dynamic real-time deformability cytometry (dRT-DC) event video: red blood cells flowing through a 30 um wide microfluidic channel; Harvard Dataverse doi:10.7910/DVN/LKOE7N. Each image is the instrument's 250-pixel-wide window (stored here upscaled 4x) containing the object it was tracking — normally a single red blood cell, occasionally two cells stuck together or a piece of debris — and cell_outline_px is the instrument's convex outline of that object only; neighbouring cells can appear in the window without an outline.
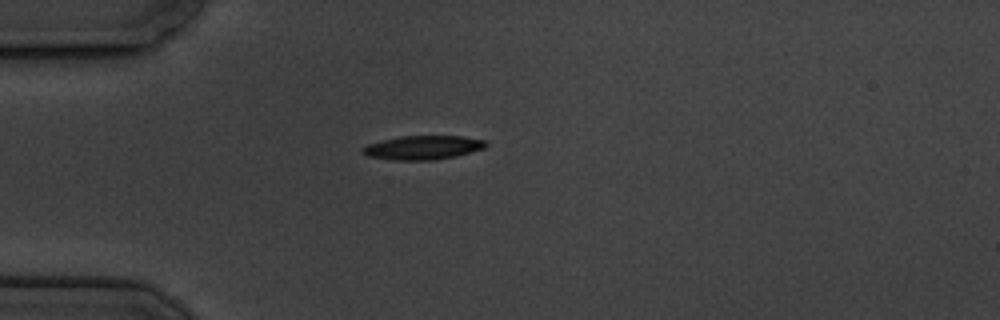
{"species": "common noctule bat (a hibernating species)", "species_latin": "Nyctalus noctula", "temperature_condition": "cold", "stored_images_in_passage": 12, "camera_frame_rate_fps": 3000, "um_per_image_px": 0.085, "animal": {"sex": "male", "body_mass_g": 19.5, "forearm_length_mm": 54.6}, "frame": {"image": 1, "passage_image": 1, "time_ms": 0.0, "image_size_px": [1000, 320], "cell_outline_px": [[488, 144], [484, 148], [456, 156], [432, 160], [392, 160], [368, 156], [360, 152], [360, 148], [368, 144], [380, 140], [400, 136], [460, 136], [484, 140]], "centroid_in_image_um": [35.89, 12.54], "position_along_channel_um": 49.1, "area_um2": 17.22}}
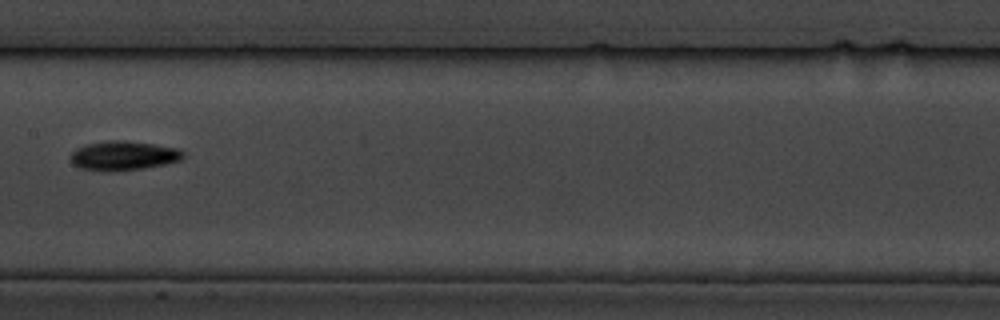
{"frame": {"image": 2, "passage_image": 5, "time_ms": 4.667, "image_size_px": [1000, 320], "cell_outline_px": [[184, 156], [180, 160], [164, 164], [144, 168], [112, 172], [108, 172], [80, 168], [72, 164], [68, 156], [76, 148], [88, 144], [108, 140], [124, 140], [152, 144], [176, 148], [184, 152]], "centroid_in_image_um": [10.44, 13.24], "position_along_channel_um": 197.0, "area_um2": 19.31}}
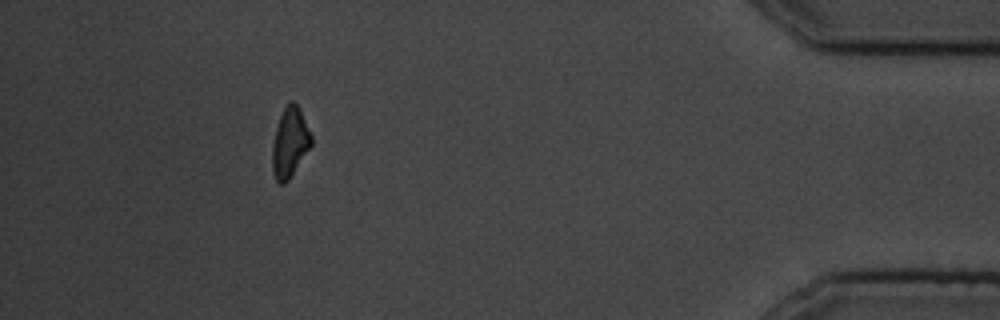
{"frame": {"image": 3, "passage_image": 11, "time_ms": 12.333, "image_size_px": [1000, 320], "cell_outline_px": [[312, 144], [288, 180], [284, 184], [280, 184], [276, 180], [272, 172], [272, 148], [276, 128], [280, 116], [288, 100], [292, 100], [300, 108], [312, 136]], "centroid_in_image_um": [24.63, 12.09], "position_along_channel_um": 410.6, "area_um2": 15.78}, "authors_computed_cell_mechanics": {"area_um2": 17.2822, "velocity_mm_per_s": 3.4891, "shape_relaxation_time_tau1_ms": 1.9813, "shape_relaxation_time_tau2_ms": null, "deformation_change_tau1": 0.0955, "deformation_change_tau2": null}}